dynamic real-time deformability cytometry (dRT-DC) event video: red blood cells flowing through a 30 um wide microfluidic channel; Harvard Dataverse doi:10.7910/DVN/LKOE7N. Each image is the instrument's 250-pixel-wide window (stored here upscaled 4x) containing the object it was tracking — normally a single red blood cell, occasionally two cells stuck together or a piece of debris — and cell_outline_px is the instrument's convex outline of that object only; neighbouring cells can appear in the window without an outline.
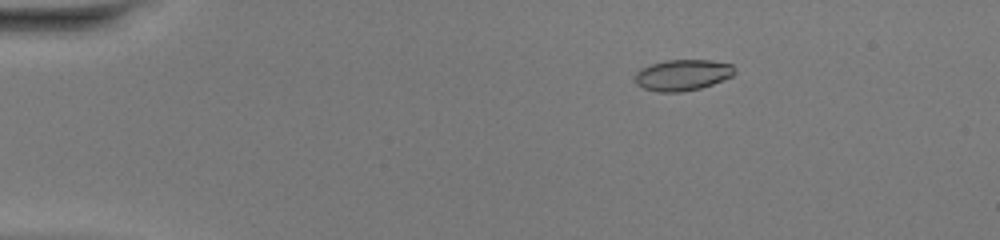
{"species": "common noctule bat (a hibernating species)", "species_latin": "Nyctalus noctula", "temperature_condition": "warm", "stored_images_in_passage": 50, "camera_frame_rate_fps": 3000, "um_per_image_px": 0.085, "animal": {"sex": "female", "body_mass_g": 20.0, "forearm_length_mm": 54.0}, "frame": {"image": 1, "passage_image": 9, "time_ms": 2.667, "image_size_px": [1000, 240], "cell_outline_px": [[736, 72], [732, 76], [712, 84], [700, 88], [680, 92], [656, 92], [644, 88], [636, 84], [636, 72], [640, 68], [652, 64], [668, 60], [712, 60], [732, 64], [736, 68]], "centroid_in_image_um": [58.04, 6.37], "position_along_channel_um": 27.0, "area_um2": 18.03}}
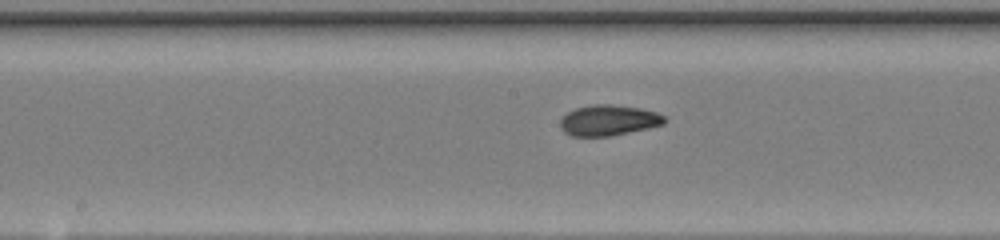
{"frame": {"image": 2, "passage_image": 27, "time_ms": 8.667, "image_size_px": [1000, 240], "cell_outline_px": [[668, 120], [664, 124], [648, 128], [608, 136], [572, 136], [564, 132], [560, 128], [560, 120], [568, 112], [576, 108], [592, 104], [612, 104], [640, 108], [656, 112], [664, 116]], "centroid_in_image_um": [51.73, 10.22], "position_along_channel_um": 196.5, "area_um2": 18.61}}
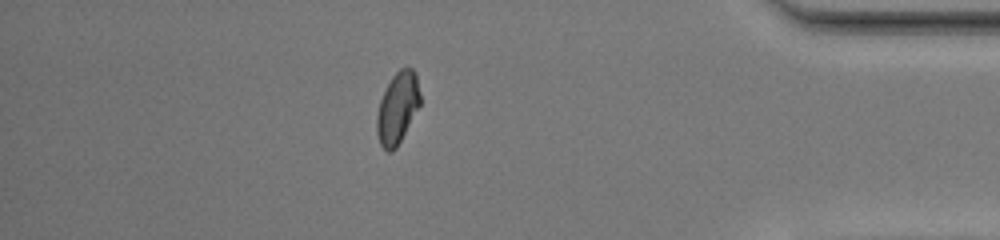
{"frame": {"image": 3, "passage_image": 44, "time_ms": 14.333, "image_size_px": [1000, 240], "cell_outline_px": [[420, 104], [396, 148], [392, 152], [388, 152], [380, 144], [376, 132], [376, 116], [380, 100], [392, 76], [400, 68], [412, 68], [416, 72], [420, 96]], "centroid_in_image_um": [33.77, 9.17], "position_along_channel_um": 401.4, "area_um2": 17.86}, "authors_computed_cell_mechanics": {"area_um2": 17.9758, "velocity_mm_per_s": 4.215, "shape_relaxation_time_tau1_ms": 2.7461, "shape_relaxation_time_tau2_ms": 1.2344, "deformation_change_tau1": 0.1483, "deformation_change_tau2": 0.0633}}